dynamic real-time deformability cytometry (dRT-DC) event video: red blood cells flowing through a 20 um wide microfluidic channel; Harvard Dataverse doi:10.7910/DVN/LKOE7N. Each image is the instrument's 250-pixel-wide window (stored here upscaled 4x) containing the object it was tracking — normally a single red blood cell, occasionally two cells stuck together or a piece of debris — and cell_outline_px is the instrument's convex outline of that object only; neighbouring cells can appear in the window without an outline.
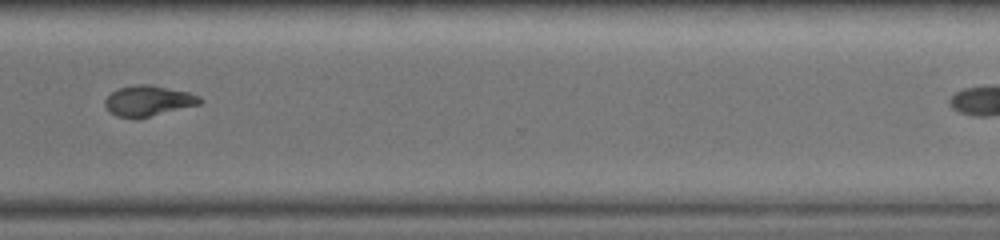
{"species": "common noctule bat (a hibernating species)", "species_latin": "Nyctalus noctula", "temperature_condition": "warm", "stored_images_in_passage": 34, "segment_of_instrument_passage": [2, 2], "camera_frame_rate_fps": 3000, "um_per_image_px": 0.085, "animal": {"sex": "female", "body_mass_g": 19.0, "forearm_length_mm": 51.5}, "frame": {"image": 1, "passage_image": 29, "time_ms": 9.333, "image_size_px": [1000, 240], "cell_outline_px": [[204, 100], [200, 104], [148, 116], [116, 116], [104, 104], [104, 100], [112, 92], [120, 88], [136, 84], [152, 84], [188, 92], [200, 96]], "centroid_in_image_um": [12.65, 8.52], "position_along_channel_um": 358.0, "area_um2": 16.36}}